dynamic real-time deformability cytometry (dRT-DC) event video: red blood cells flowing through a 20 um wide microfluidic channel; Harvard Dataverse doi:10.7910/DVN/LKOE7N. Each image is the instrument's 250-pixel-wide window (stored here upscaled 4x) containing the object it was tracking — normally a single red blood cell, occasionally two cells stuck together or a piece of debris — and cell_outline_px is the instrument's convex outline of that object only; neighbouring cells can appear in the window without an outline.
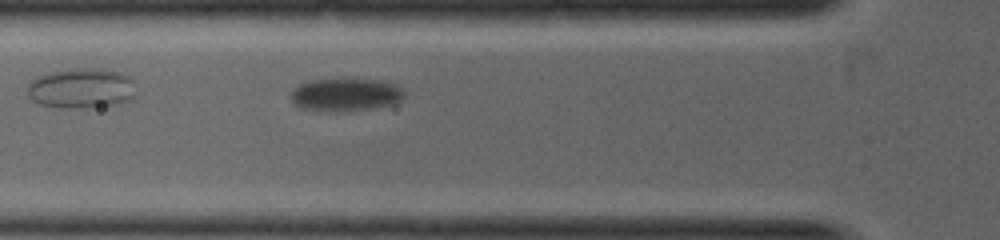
{"species": "common noctule bat (a hibernating species)", "species_latin": "Nyctalus noctula", "temperature_condition": "warm", "stored_images_in_passage": 2, "camera_frame_rate_fps": 5000, "um_per_image_px": 0.085, "animal": {"sex": "female", "body_mass_g": 19.0, "forearm_length_mm": 53.3}, "frame": {"image": 1, "passage_image": 2, "time_ms": 0.8, "image_size_px": [1000, 240], "cell_outline_px": [[404, 96], [396, 104], [376, 108], [336, 112], [324, 112], [300, 108], [288, 96], [292, 88], [308, 80], [380, 80], [396, 84], [404, 92]], "centroid_in_image_um": [29.34, 8.07], "position_along_channel_um": 96.5, "area_um2": 21.96}}